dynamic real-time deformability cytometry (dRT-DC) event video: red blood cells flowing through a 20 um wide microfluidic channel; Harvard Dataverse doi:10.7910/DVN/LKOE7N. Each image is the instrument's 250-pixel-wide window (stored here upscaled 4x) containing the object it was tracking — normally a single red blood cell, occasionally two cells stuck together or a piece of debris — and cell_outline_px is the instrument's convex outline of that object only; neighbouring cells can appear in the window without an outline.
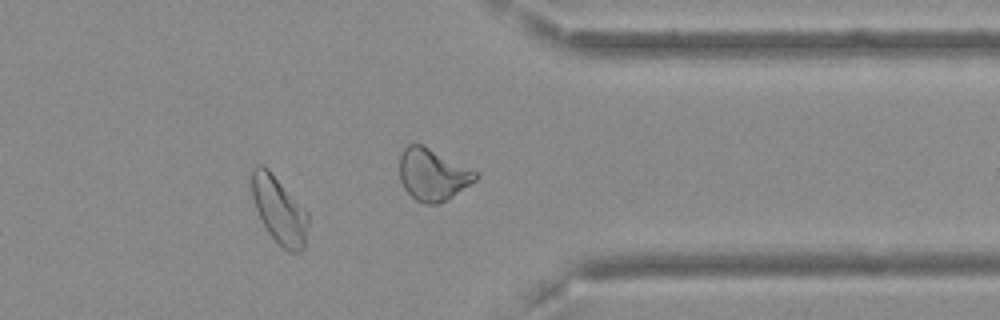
{"species": "Egyptian fruit bat (a non-hibernating species)", "species_latin": "Rousettus aegyptiacus", "temperature_condition": "cold", "stored_images_in_passage": 15, "camera_frame_rate_fps": 3000, "um_per_image_px": 0.085, "frame": {"image": 1, "passage_image": 13, "time_ms": 4.0, "image_size_px": [1000, 320], "cell_outline_px": [[308, 224], [304, 248], [300, 252], [288, 252], [268, 232], [256, 208], [252, 196], [252, 168], [256, 164], [264, 164], [268, 168], [308, 212]], "centroid_in_image_um": [23.74, 17.83], "position_along_channel_um": 387.7, "area_um2": 21.79}}